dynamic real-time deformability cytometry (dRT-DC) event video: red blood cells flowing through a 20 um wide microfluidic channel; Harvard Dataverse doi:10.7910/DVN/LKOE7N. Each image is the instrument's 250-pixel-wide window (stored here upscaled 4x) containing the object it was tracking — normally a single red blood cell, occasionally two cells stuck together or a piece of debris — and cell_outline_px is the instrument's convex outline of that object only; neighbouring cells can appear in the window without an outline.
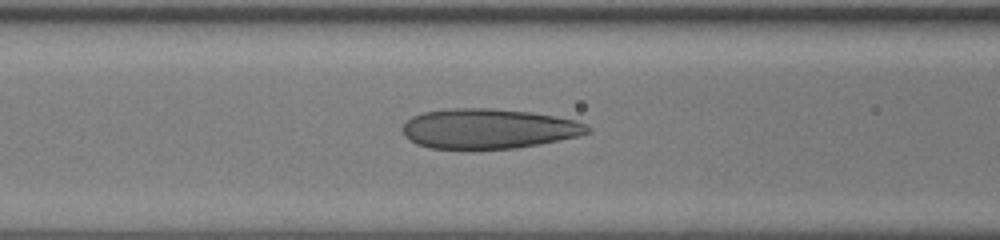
{"species": "human", "species_latin": "Homo sapiens", "temperature_condition": "room temperature", "stored_images_in_passage": 53, "camera_frame_rate_fps": 3000, "um_per_image_px": 0.085, "donor": {"sex": "female"}, "frame": {"image": 1, "passage_image": 25, "time_ms": 8.0, "image_size_px": [1000, 240], "cell_outline_px": [[592, 132], [576, 136], [540, 144], [516, 148], [428, 148], [416, 144], [404, 136], [400, 128], [412, 116], [424, 112], [448, 108], [492, 108], [528, 112], [556, 116], [576, 120], [588, 124], [592, 128]], "centroid_in_image_um": [41.52, 10.93], "position_along_channel_um": 125.1, "area_um2": 43.12}}
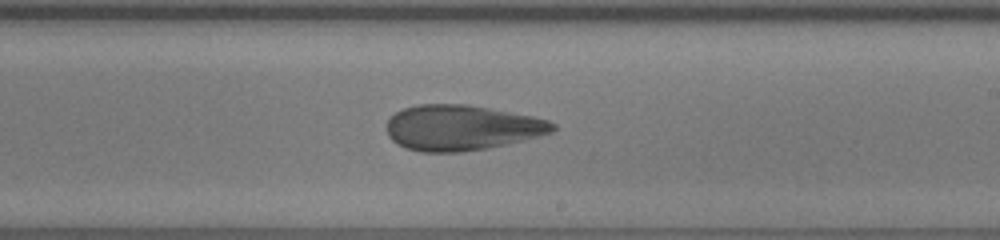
{"frame": {"image": 2, "passage_image": 34, "time_ms": 11.0, "image_size_px": [1000, 240], "cell_outline_px": [[556, 128], [552, 132], [524, 140], [508, 144], [488, 148], [460, 152], [420, 152], [404, 148], [396, 144], [388, 136], [388, 120], [396, 112], [404, 108], [416, 104], [468, 104], [532, 116], [548, 120], [556, 124]], "centroid_in_image_um": [39.23, 10.86], "position_along_channel_um": 249.8, "area_um2": 44.04}}
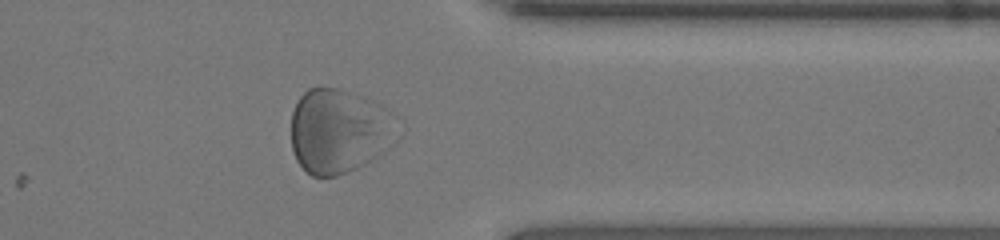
{"frame": {"image": 3, "passage_image": 44, "time_ms": 14.333, "image_size_px": [1000, 240], "cell_outline_px": [[388, 112], [384, 152], [380, 156], [348, 172], [336, 176], [312, 176], [296, 160], [292, 148], [292, 112], [300, 96], [308, 88], [336, 88], [372, 100], [380, 104]], "centroid_in_image_um": [28.63, 11.15], "position_along_channel_um": 382.8, "area_um2": 49.94}, "authors_computed_cell_mechanics": {"area_um2": 45.7198, "velocity_mm_per_s": 4.161, "shape_relaxation_time_tau1_ms": null, "shape_relaxation_time_tau2_ms": 1.0415, "deformation_change_tau1": null, "deformation_change_tau2": 0.0568}}